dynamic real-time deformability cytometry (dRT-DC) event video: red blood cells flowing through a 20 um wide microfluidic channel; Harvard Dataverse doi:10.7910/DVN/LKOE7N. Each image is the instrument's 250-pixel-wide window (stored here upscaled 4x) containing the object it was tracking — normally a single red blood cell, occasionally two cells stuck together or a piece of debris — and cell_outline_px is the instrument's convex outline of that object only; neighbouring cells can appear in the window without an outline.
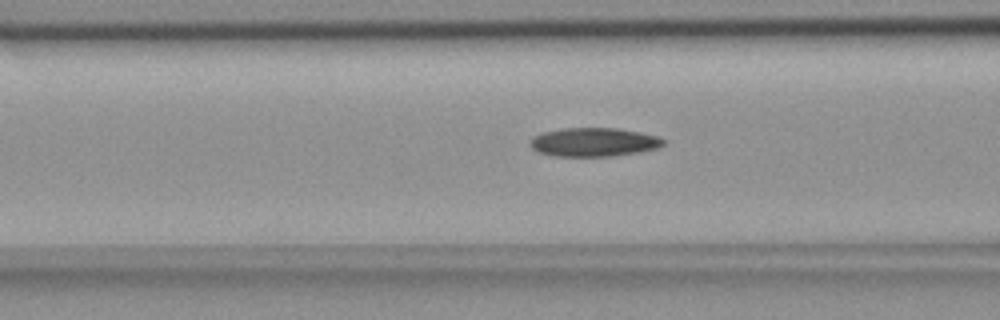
{"species": "common noctule bat (a hibernating species)", "species_latin": "Nyctalus noctula", "temperature_condition": "room temperature", "stored_images_in_passage": 55, "camera_frame_rate_fps": 3000, "um_per_image_px": 0.085, "animal": {"sex": "female", "body_mass_g": 18.4}, "frame": {"image": 1, "passage_image": 21, "time_ms": 6.667, "image_size_px": [1000, 320], "cell_outline_px": [[664, 144], [656, 148], [640, 152], [612, 156], [556, 156], [540, 152], [532, 148], [528, 144], [532, 136], [544, 132], [564, 128], [616, 128], [640, 132], [656, 136], [664, 140]], "centroid_in_image_um": [50.45, 12.08], "position_along_channel_um": 116.2, "area_um2": 22.2}}
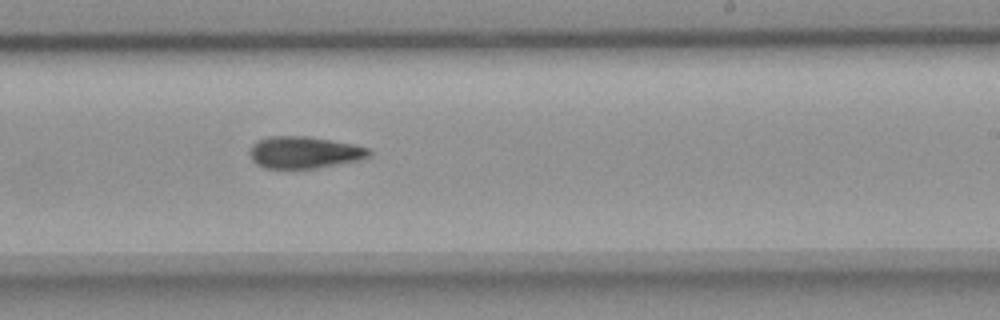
{"frame": {"image": 2, "passage_image": 33, "time_ms": 10.667, "image_size_px": [1000, 320], "cell_outline_px": [[372, 156], [360, 160], [316, 168], [264, 168], [256, 164], [252, 160], [248, 152], [252, 144], [256, 140], [268, 136], [308, 136], [352, 144], [368, 148], [372, 152]], "centroid_in_image_um": [25.84, 12.95], "position_along_channel_um": 263.2, "area_um2": 22.37}}
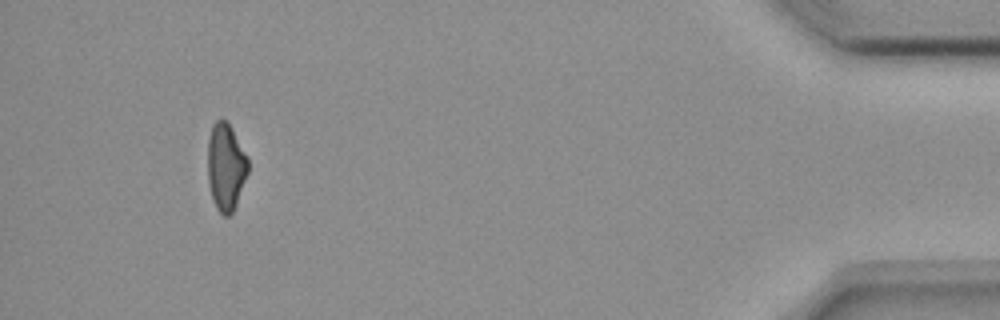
{"frame": {"image": 3, "passage_image": 51, "time_ms": 16.667, "image_size_px": [1000, 320], "cell_outline_px": [[248, 172], [236, 204], [232, 212], [228, 216], [224, 216], [216, 208], [208, 184], [208, 140], [212, 124], [220, 116], [228, 120], [248, 156]], "centroid_in_image_um": [19.19, 14.11], "position_along_channel_um": 416.0, "area_um2": 20.81}}